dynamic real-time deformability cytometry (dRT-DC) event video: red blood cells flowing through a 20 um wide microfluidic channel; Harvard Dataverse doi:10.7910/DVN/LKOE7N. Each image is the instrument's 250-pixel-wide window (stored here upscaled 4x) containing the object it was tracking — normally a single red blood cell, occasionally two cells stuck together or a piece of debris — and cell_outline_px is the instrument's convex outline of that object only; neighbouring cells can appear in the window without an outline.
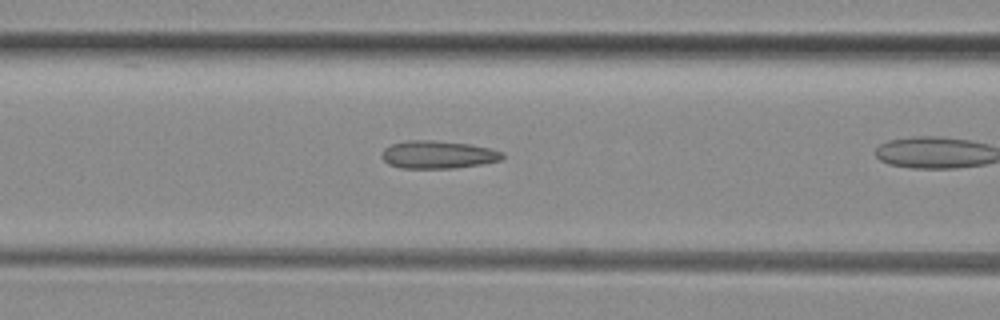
{"species": "common noctule bat (a hibernating species)", "species_latin": "Nyctalus noctula", "temperature_condition": "room temperature", "stored_images_in_passage": 27, "camera_frame_rate_fps": 3000, "um_per_image_px": 0.085, "animal": {"sex": "female", "body_mass_g": 29.2, "forearm_length_mm": 56.3}, "frame": {"image": 1, "passage_image": 12, "time_ms": 3.667, "image_size_px": [1000, 320], "cell_outline_px": [[504, 156], [500, 160], [480, 164], [452, 168], [400, 168], [388, 164], [380, 156], [384, 148], [392, 144], [404, 140], [432, 140], [468, 144], [488, 148], [504, 152]], "centroid_in_image_um": [37.18, 13.14], "position_along_channel_um": 129.4, "area_um2": 19.48}}
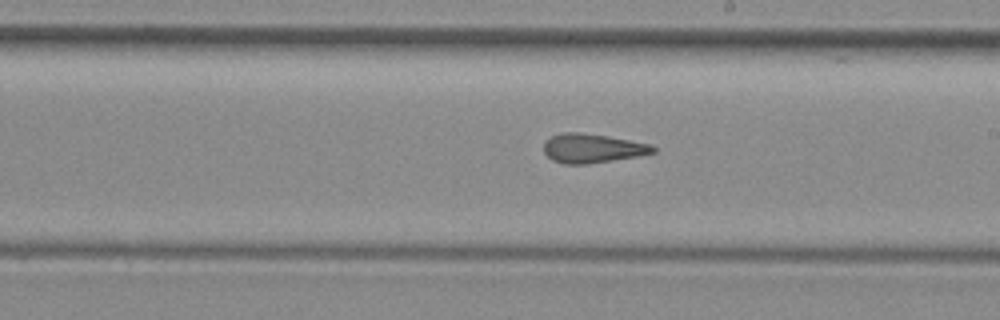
{"frame": {"image": 2, "passage_image": 20, "time_ms": 6.333, "image_size_px": [1000, 320], "cell_outline_px": [[656, 152], [636, 156], [588, 164], [564, 164], [552, 160], [544, 152], [544, 140], [552, 136], [564, 132], [580, 132], [608, 136], [652, 144], [656, 148]], "centroid_in_image_um": [50.34, 12.6], "position_along_channel_um": 238.7, "area_um2": 18.55}}
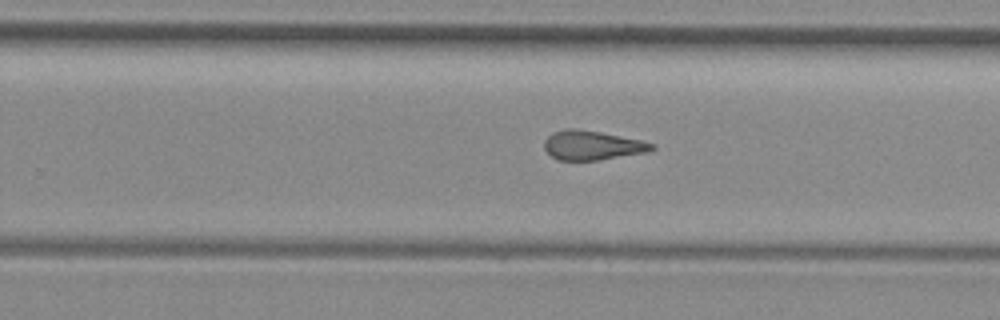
{"frame": {"image": 3, "passage_image": 23, "time_ms": 7.333, "image_size_px": [1000, 320], "cell_outline_px": [[656, 148], [648, 152], [596, 160], [560, 160], [552, 156], [544, 148], [544, 140], [552, 132], [564, 128], [576, 128], [600, 132], [640, 140], [656, 144]], "centroid_in_image_um": [50.33, 12.34], "position_along_channel_um": 279.5, "area_um2": 18.32}}